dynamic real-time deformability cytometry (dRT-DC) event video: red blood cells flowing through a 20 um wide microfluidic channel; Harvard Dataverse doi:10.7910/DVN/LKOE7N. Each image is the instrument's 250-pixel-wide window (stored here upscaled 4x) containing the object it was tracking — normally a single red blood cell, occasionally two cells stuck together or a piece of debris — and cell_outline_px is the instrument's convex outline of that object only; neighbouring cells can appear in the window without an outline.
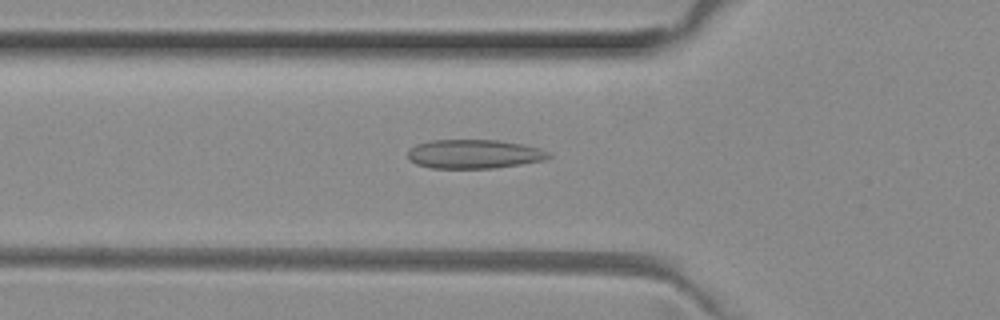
{"species": "common noctule bat (a hibernating species)", "species_latin": "Nyctalus noctula", "temperature_condition": "room temperature", "stored_images_in_passage": 51, "camera_frame_rate_fps": 3000, "um_per_image_px": 0.085, "animal": {"sex": "female", "body_mass_g": 29.2, "forearm_length_mm": 56.3}, "frame": {"image": 1, "passage_image": 17, "time_ms": 5.333, "image_size_px": [1000, 320], "cell_outline_px": [[552, 156], [544, 160], [496, 168], [432, 168], [416, 164], [408, 160], [408, 148], [416, 144], [432, 140], [496, 140], [520, 144], [540, 148], [548, 152]], "centroid_in_image_um": [40.26, 13.09], "position_along_channel_um": 85.5, "area_um2": 23.81}}
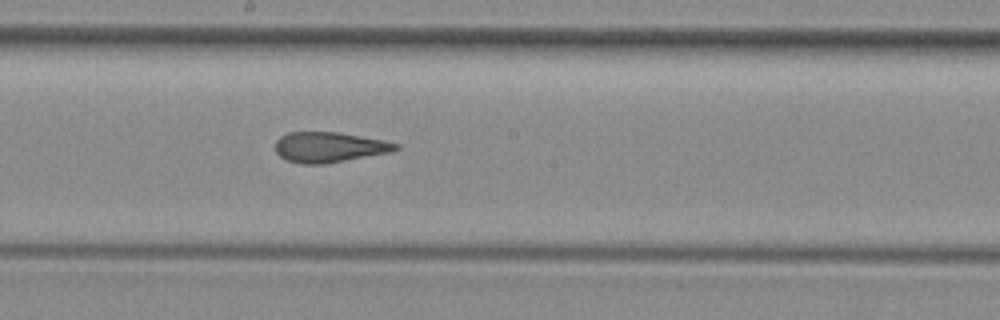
{"frame": {"image": 2, "passage_image": 27, "time_ms": 8.667, "image_size_px": [1000, 320], "cell_outline_px": [[400, 148], [392, 152], [324, 164], [304, 164], [284, 160], [276, 152], [276, 140], [280, 136], [288, 132], [336, 132], [384, 140], [400, 144]], "centroid_in_image_um": [27.99, 12.51], "position_along_channel_um": 220.2, "area_um2": 21.33}}
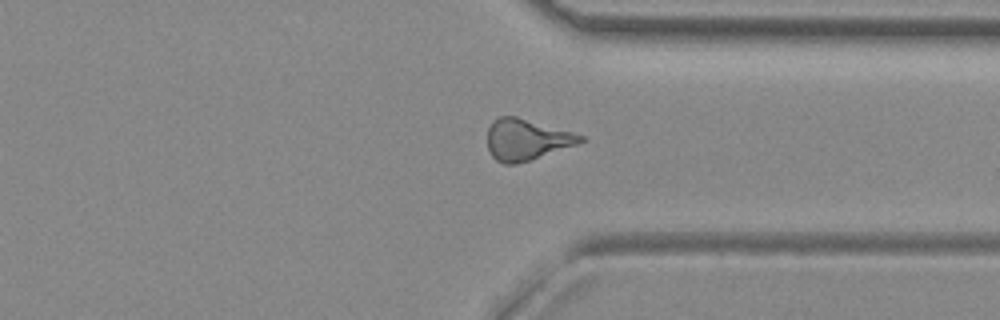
{"frame": {"image": 3, "passage_image": 38, "time_ms": 12.333, "image_size_px": [1000, 320], "cell_outline_px": [[588, 140], [580, 144], [516, 164], [504, 164], [496, 160], [492, 156], [488, 148], [488, 128], [492, 120], [500, 116], [516, 116], [572, 132], [584, 136]], "centroid_in_image_um": [44.77, 11.86], "position_along_channel_um": 366.6, "area_um2": 22.37}, "authors_computed_cell_mechanics": {"area_um2": 22.3686, "velocity_mm_per_s": 4.0228, "shape_relaxation_time_tau1_ms": null, "shape_relaxation_time_tau2_ms": 2.1862, "deformation_change_tau1": null, "deformation_change_tau2": 0.1085}}